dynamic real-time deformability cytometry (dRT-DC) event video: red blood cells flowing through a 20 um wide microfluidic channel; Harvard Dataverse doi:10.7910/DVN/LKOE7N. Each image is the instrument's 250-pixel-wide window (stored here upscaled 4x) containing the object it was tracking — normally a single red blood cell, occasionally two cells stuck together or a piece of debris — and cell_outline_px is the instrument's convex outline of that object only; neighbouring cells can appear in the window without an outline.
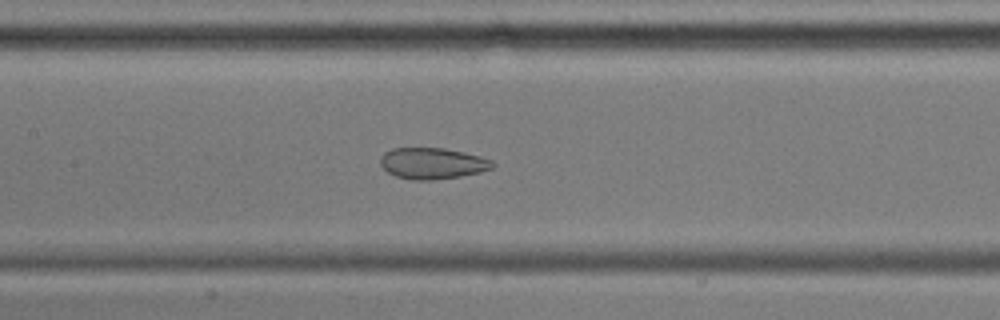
{"species": "common noctule bat (a hibernating species)", "species_latin": "Nyctalus noctula", "temperature_condition": "cold", "stored_images_in_passage": 55, "camera_frame_rate_fps": 3000, "um_per_image_px": 0.085, "animal": {"sex": "male", "body_mass_g": 17.9, "forearm_length_mm": 54.2}, "frame": {"image": 1, "passage_image": 25, "time_ms": 8.0, "image_size_px": [1000, 320], "cell_outline_px": [[496, 164], [492, 168], [480, 172], [460, 176], [432, 180], [412, 180], [396, 176], [388, 172], [380, 164], [380, 160], [384, 152], [392, 148], [444, 148], [464, 152], [480, 156], [492, 160]], "centroid_in_image_um": [36.76, 13.88], "position_along_channel_um": 170.6, "area_um2": 20.4}}
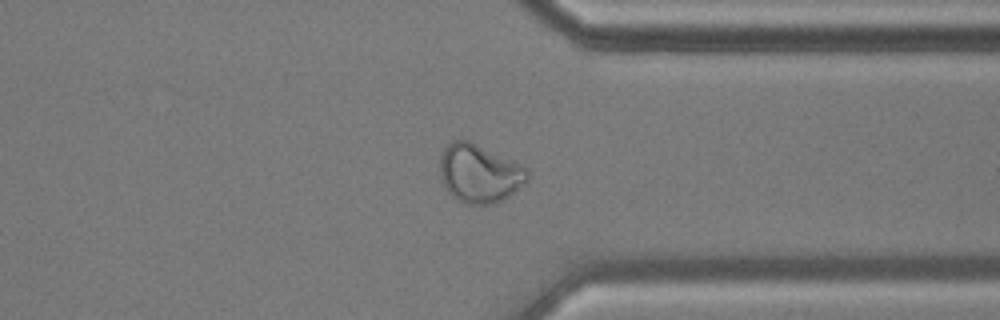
{"frame": {"image": 2, "passage_image": 42, "time_ms": 13.667, "image_size_px": [1000, 320], "cell_outline_px": [[528, 180], [524, 184], [508, 196], [492, 204], [464, 204], [456, 200], [448, 192], [440, 180], [440, 160], [444, 148], [452, 140], [468, 140], [524, 168], [528, 172]], "centroid_in_image_um": [40.67, 14.78], "position_along_channel_um": 370.7, "area_um2": 29.19}}
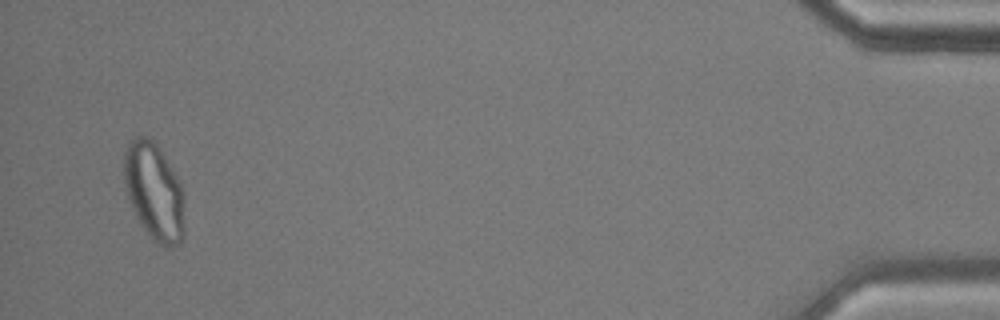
{"frame": {"image": 3, "passage_image": 53, "time_ms": 17.333, "image_size_px": [1000, 320], "cell_outline_px": [[184, 232], [180, 244], [168, 248], [160, 244], [144, 228], [132, 208], [128, 196], [124, 180], [124, 152], [128, 144], [136, 136], [144, 136], [152, 140], [156, 144], [180, 184], [184, 196]], "centroid_in_image_um": [13.11, 16.3], "position_along_channel_um": 422.1, "area_um2": 33.64}, "authors_computed_cell_mechanics": {"area_um2": 28.9, "velocity_mm_per_s": 3.5767, "shape_relaxation_time_tau1_ms": null, "shape_relaxation_time_tau2_ms": 1.9494, "deformation_change_tau1": null, "deformation_change_tau2": 0.0638}}